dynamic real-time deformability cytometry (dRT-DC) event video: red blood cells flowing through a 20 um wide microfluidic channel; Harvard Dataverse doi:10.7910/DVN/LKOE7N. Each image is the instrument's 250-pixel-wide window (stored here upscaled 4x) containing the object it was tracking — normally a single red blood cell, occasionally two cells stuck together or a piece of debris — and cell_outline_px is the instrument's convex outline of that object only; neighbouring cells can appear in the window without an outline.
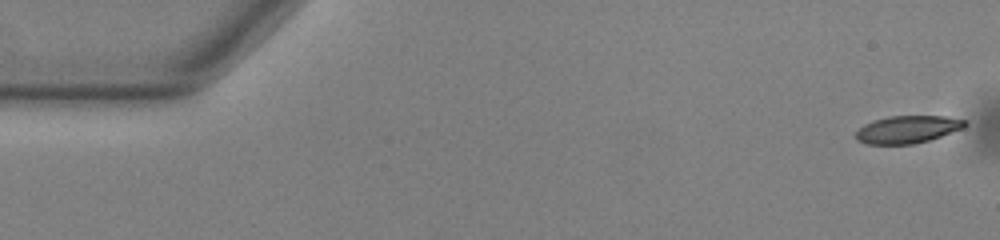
{"species": "common noctule bat (a hibernating species)", "species_latin": "Nyctalus noctula", "temperature_condition": "warm", "stored_images_in_passage": 48, "camera_frame_rate_fps": 3000, "um_per_image_px": 0.085, "animal": {"sex": "male", "body_mass_g": 13.0, "forearm_length_mm": 53.1}, "frame": {"image": 1, "passage_image": 1, "time_ms": 0.0, "image_size_px": [1000, 240], "cell_outline_px": [[968, 124], [964, 128], [928, 140], [912, 144], [864, 144], [856, 140], [856, 132], [864, 124], [872, 120], [888, 116], [944, 116], [968, 120]], "centroid_in_image_um": [77.14, 10.99], "position_along_channel_um": 7.9, "area_um2": 17.57}}
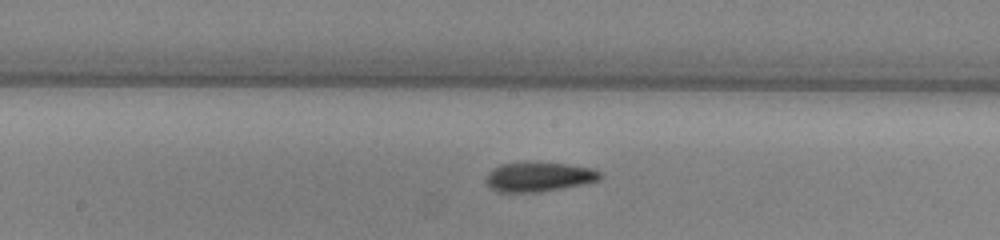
{"frame": {"image": 2, "passage_image": 27, "time_ms": 8.667, "image_size_px": [1000, 240], "cell_outline_px": [[604, 176], [600, 180], [540, 192], [496, 192], [488, 188], [484, 180], [488, 172], [500, 164], [520, 160], [536, 160], [568, 164], [592, 168], [600, 172]], "centroid_in_image_um": [45.73, 14.99], "position_along_channel_um": 202.5, "area_um2": 20.46}}
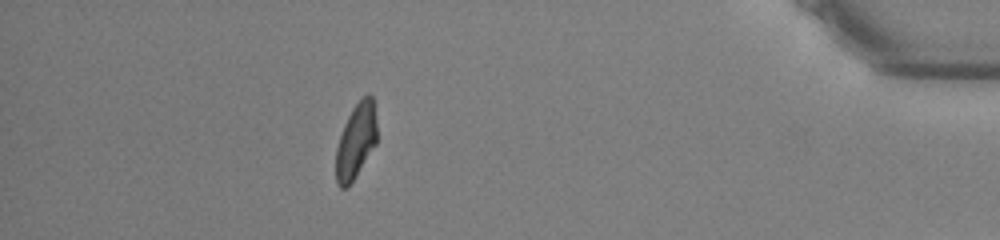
{"frame": {"image": 3, "passage_image": 47, "time_ms": 15.333, "image_size_px": [1000, 240], "cell_outline_px": [[376, 144], [356, 176], [348, 188], [340, 188], [336, 184], [336, 148], [344, 124], [352, 108], [368, 92], [372, 96], [376, 116]], "centroid_in_image_um": [30.25, 12.01], "position_along_channel_um": 405.0, "area_um2": 17.98}}